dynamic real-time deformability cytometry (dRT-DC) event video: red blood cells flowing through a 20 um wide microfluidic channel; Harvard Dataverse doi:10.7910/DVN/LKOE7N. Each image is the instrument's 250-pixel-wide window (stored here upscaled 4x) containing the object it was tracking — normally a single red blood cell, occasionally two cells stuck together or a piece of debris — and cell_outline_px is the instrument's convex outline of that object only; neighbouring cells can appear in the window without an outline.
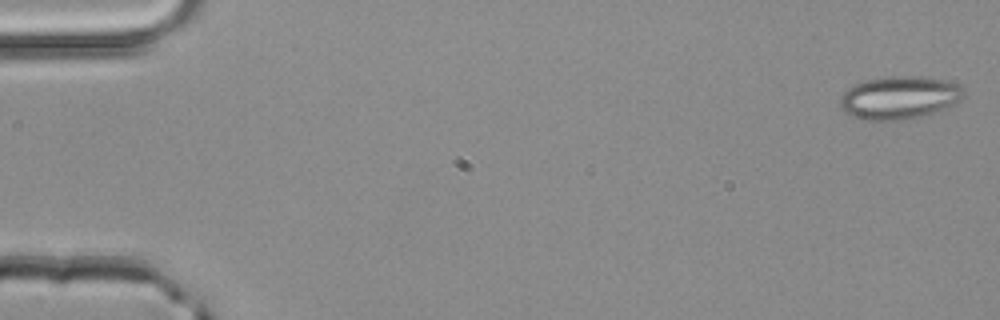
{"species": "common noctule bat (a hibernating species)", "species_latin": "Nyctalus noctula", "temperature_condition": "room temperature", "stored_images_in_passage": 26, "camera_frame_rate_fps": 3000, "um_per_image_px": 0.085, "animal": {"sex": "male", "body_mass_g": 20.4}, "frame": {"image": 1, "passage_image": 1, "time_ms": 0.0, "image_size_px": [1000, 320], "cell_outline_px": [[964, 96], [960, 100], [952, 104], [924, 116], [904, 120], [864, 120], [852, 116], [840, 104], [840, 100], [844, 92], [848, 88], [864, 80], [888, 76], [928, 76], [944, 80], [956, 84], [964, 92]], "centroid_in_image_um": [76.44, 8.29], "position_along_channel_um": 8.6, "area_um2": 30.69}}